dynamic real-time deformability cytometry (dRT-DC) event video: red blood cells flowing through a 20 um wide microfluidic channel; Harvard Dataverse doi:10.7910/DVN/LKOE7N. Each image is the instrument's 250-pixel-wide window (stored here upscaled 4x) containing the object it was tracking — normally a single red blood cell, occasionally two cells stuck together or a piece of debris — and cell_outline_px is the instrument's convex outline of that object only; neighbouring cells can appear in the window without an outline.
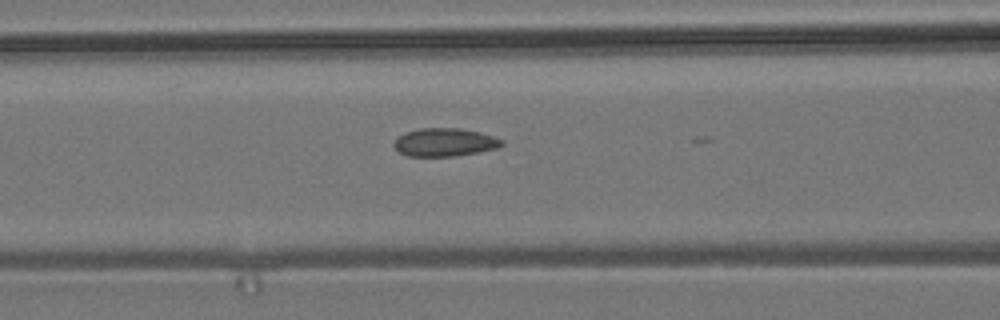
{"species": "common noctule bat (a hibernating species)", "species_latin": "Nyctalus noctula", "temperature_condition": "room temperature", "stored_images_in_passage": 6, "segment_of_instrument_passage": [2, 2], "camera_frame_rate_fps": 3000, "um_per_image_px": 0.085, "animal": {"sex": "male", "body_mass_g": 19.2, "forearm_length_mm": 51.8}, "frame": {"image": 1, "passage_image": 6, "time_ms": 6.667, "image_size_px": [1000, 320], "cell_outline_px": [[504, 144], [496, 148], [476, 152], [452, 156], [408, 156], [400, 152], [392, 144], [404, 132], [420, 128], [460, 128], [480, 132], [504, 140]], "centroid_in_image_um": [37.79, 12.08], "position_along_channel_um": 128.8, "area_um2": 17.51}}